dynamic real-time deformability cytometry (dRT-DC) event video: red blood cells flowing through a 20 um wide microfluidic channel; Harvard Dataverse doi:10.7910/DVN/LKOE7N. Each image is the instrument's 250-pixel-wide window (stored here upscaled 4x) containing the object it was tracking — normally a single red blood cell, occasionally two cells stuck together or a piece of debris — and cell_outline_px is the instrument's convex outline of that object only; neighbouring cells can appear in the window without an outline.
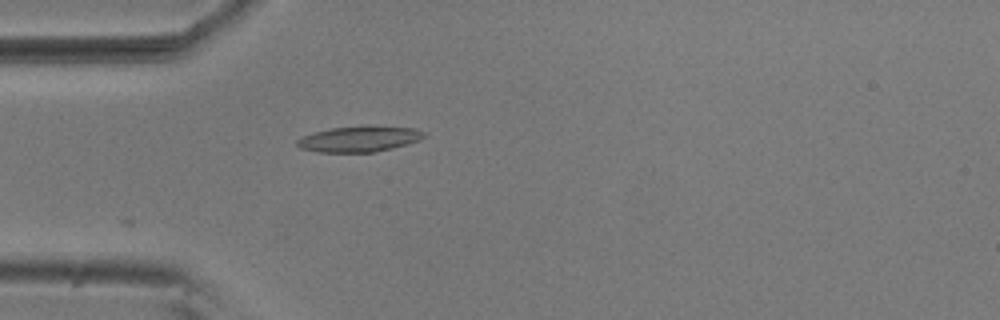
{"species": "common noctule bat (a hibernating species)", "species_latin": "Nyctalus noctula", "temperature_condition": "room temperature", "stored_images_in_passage": 3, "camera_frame_rate_fps": 3000, "um_per_image_px": 0.085, "animal": {"sex": "male", "body_mass_g": 20.5, "forearm_length_mm": 52.5}, "frame": {"image": 1, "passage_image": 3, "time_ms": 0.667, "image_size_px": [1000, 320], "cell_outline_px": [[424, 136], [420, 140], [392, 148], [372, 152], [320, 152], [300, 148], [296, 144], [296, 140], [304, 136], [316, 132], [332, 128], [372, 124], [416, 128], [424, 132]], "centroid_in_image_um": [30.58, 11.78], "position_along_channel_um": 54.4, "area_um2": 19.19}}